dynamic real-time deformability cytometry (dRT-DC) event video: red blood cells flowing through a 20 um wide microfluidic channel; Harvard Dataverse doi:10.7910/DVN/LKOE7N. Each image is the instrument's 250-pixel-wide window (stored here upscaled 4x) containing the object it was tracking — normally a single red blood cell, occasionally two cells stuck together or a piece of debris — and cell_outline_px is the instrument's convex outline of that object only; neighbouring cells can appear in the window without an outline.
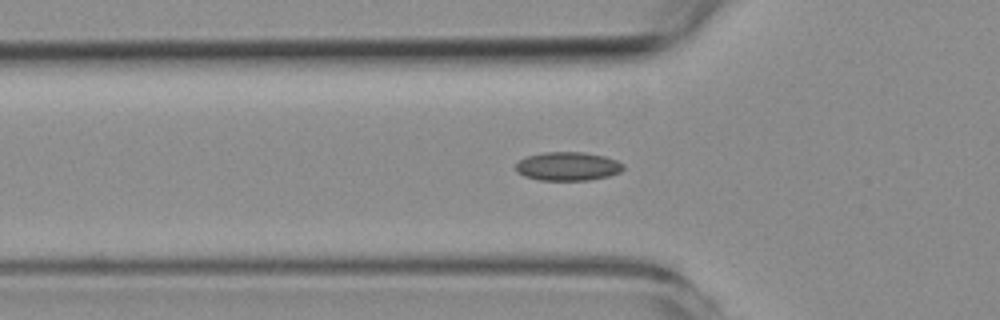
{"species": "common noctule bat (a hibernating species)", "species_latin": "Nyctalus noctula", "temperature_condition": "room temperature", "stored_images_in_passage": 56, "camera_frame_rate_fps": 3000, "um_per_image_px": 0.085, "animal": {"sex": "female", "body_mass_g": 19.3, "forearm_length_mm": 54.1}, "frame": {"image": 1, "passage_image": 18, "time_ms": 5.667, "image_size_px": [1000, 320], "cell_outline_px": [[624, 168], [620, 172], [608, 176], [588, 180], [540, 180], [524, 176], [516, 172], [516, 164], [524, 156], [544, 152], [584, 152], [604, 156], [616, 160], [624, 164]], "centroid_in_image_um": [48.24, 14.13], "position_along_channel_um": 77.6, "area_um2": 18.03}}
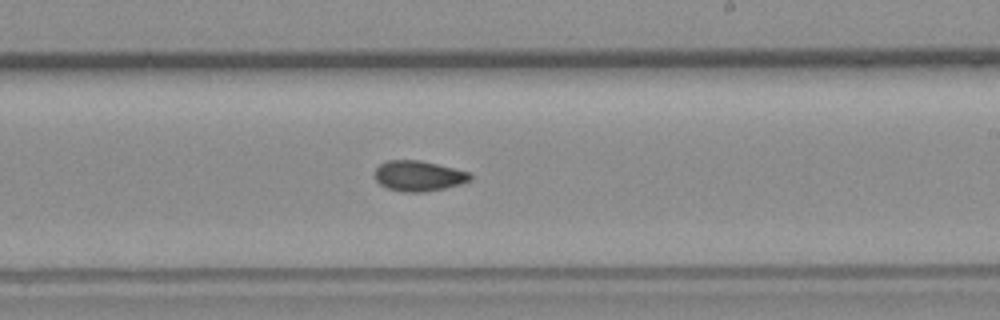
{"frame": {"image": 2, "passage_image": 32, "time_ms": 10.333, "image_size_px": [1000, 320], "cell_outline_px": [[472, 180], [460, 184], [444, 188], [424, 192], [400, 192], [388, 188], [380, 184], [376, 180], [376, 168], [380, 164], [388, 160], [420, 160], [468, 172], [472, 176]], "centroid_in_image_um": [35.57, 14.96], "position_along_channel_um": 253.4, "area_um2": 16.76}}
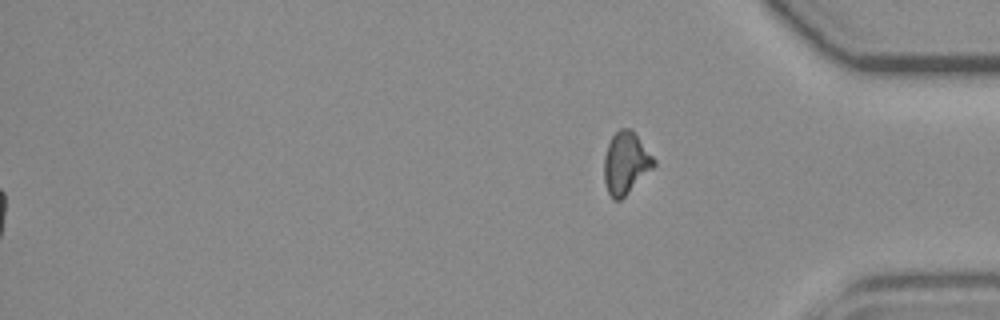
{"frame": {"image": 3, "passage_image": 56, "time_ms": 18.333, "image_size_px": [1000, 320], "cell_outline_px": [[656, 164], [620, 200], [612, 200], [608, 192], [604, 180], [604, 156], [608, 144], [612, 136], [620, 128], [632, 128], [656, 160]], "centroid_in_image_um": [53.18, 13.83], "position_along_channel_um": 382.0, "area_um2": 17.86}, "authors_computed_cell_mechanics": {"area_um2": 16.9354, "velocity_mm_per_s": 3.7593, "shape_relaxation_time_tau1_ms": null, "shape_relaxation_time_tau2_ms": 2.8288, "deformation_change_tau1": null, "deformation_change_tau2": 0.0648}}